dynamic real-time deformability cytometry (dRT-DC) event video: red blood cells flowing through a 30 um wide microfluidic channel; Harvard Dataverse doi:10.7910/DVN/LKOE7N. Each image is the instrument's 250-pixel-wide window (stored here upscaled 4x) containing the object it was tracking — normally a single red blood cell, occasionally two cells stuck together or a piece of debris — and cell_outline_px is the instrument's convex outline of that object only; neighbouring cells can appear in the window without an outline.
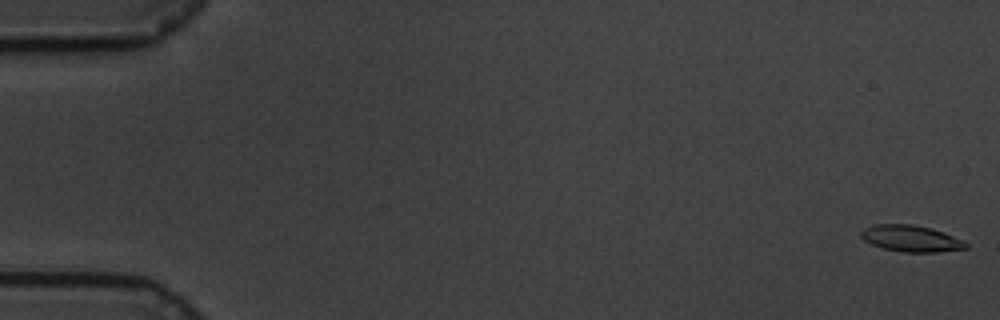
{"species": "common noctule bat (a hibernating species)", "species_latin": "Nyctalus noctula", "temperature_condition": "cold", "stored_images_in_passage": 19, "camera_frame_rate_fps": 3000, "um_per_image_px": 0.085, "animal": {"sex": "male", "body_mass_g": 19.5, "forearm_length_mm": 54.6}, "frame": {"image": 1, "passage_image": 1, "time_ms": 0.0, "image_size_px": [1000, 320], "cell_outline_px": [[968, 248], [936, 252], [904, 252], [880, 248], [864, 240], [860, 236], [860, 232], [864, 228], [872, 224], [912, 224], [932, 228], [964, 240], [968, 244]], "centroid_in_image_um": [77.42, 20.27], "position_along_channel_um": 7.6, "area_um2": 16.3}}
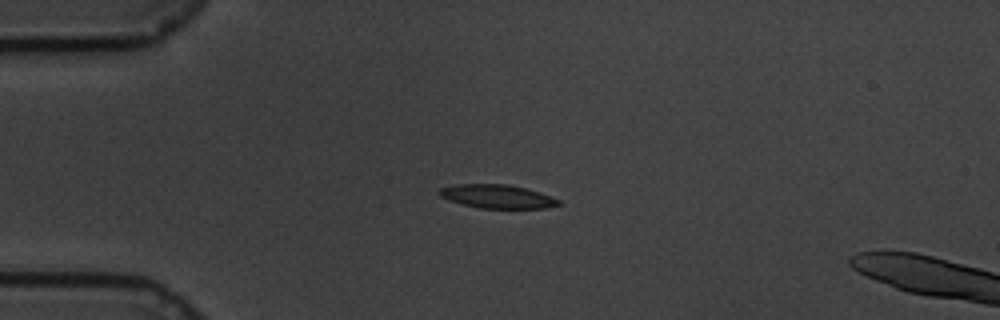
{"frame": {"image": 2, "passage_image": 15, "time_ms": 4.667, "image_size_px": [1000, 320], "cell_outline_px": [[564, 204], [548, 208], [480, 208], [448, 200], [440, 196], [436, 192], [440, 188], [452, 184], [508, 184], [540, 192], [560, 200]], "centroid_in_image_um": [42.27, 16.69], "position_along_channel_um": 42.7, "area_um2": 16.53}}